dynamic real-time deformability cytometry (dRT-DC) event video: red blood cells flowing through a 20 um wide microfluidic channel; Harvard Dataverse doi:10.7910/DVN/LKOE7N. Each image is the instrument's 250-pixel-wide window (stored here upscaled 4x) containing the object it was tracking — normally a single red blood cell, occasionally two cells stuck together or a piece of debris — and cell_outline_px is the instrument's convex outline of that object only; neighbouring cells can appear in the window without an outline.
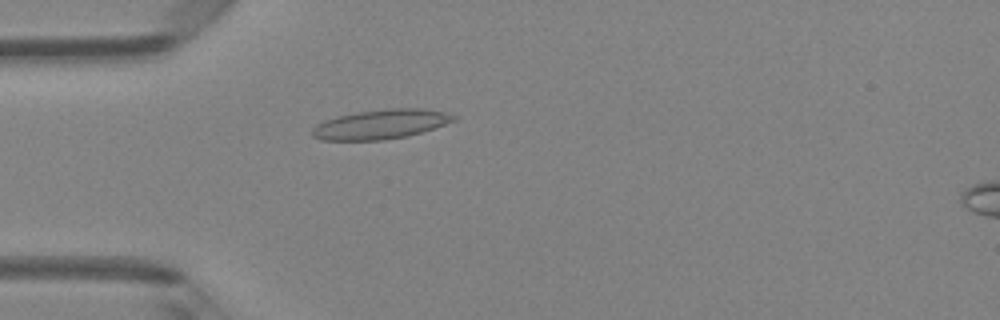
{"species": "Egyptian fruit bat (a non-hibernating species)", "species_latin": "Rousettus aegyptiacus", "temperature_condition": "room temperature", "stored_images_in_passage": 4, "camera_frame_rate_fps": 3000, "um_per_image_px": 0.085, "animal": {"sex": "female"}, "frame": {"image": 1, "passage_image": 4, "time_ms": 1.0, "image_size_px": [1000, 320], "cell_outline_px": [[456, 120], [408, 136], [384, 140], [320, 140], [312, 136], [312, 128], [316, 124], [324, 120], [336, 116], [356, 112], [384, 108], [424, 108], [444, 112], [456, 116]], "centroid_in_image_um": [32.32, 10.55], "position_along_channel_um": 52.7, "area_um2": 24.39}}